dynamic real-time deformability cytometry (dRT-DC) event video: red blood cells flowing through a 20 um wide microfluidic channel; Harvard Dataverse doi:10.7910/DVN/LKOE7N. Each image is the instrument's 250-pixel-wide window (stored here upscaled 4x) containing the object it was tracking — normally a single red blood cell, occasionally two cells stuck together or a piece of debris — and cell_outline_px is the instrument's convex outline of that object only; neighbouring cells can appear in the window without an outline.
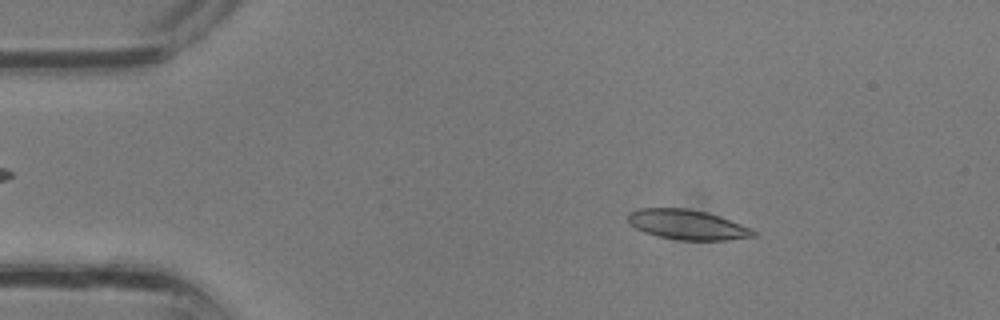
{"species": "common noctule bat (a hibernating species)", "species_latin": "Nyctalus noctula", "temperature_condition": "room temperature", "stored_images_in_passage": 12, "camera_frame_rate_fps": 3000, "um_per_image_px": 0.085, "animal": {"sex": "male", "body_mass_g": 13.3}, "frame": {"image": 1, "passage_image": 5, "time_ms": 1.333, "image_size_px": [1000, 320], "cell_outline_px": [[756, 236], [728, 240], [676, 240], [644, 232], [636, 228], [628, 220], [628, 212], [636, 208], [688, 208], [720, 216], [752, 228], [756, 232]], "centroid_in_image_um": [58.43, 19.09], "position_along_channel_um": 26.6, "area_um2": 21.85}}
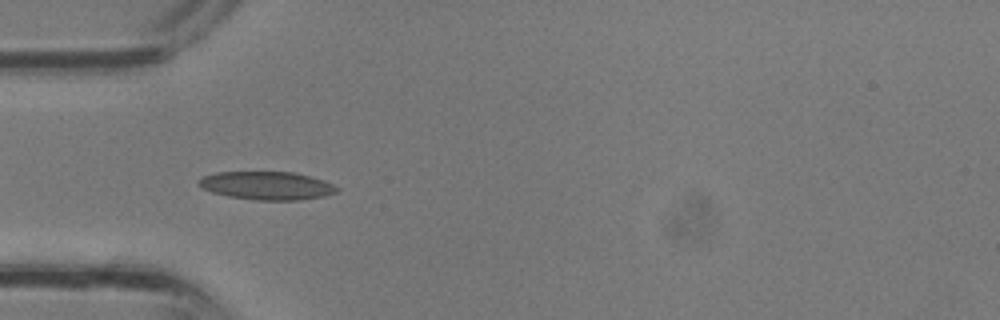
{"frame": {"image": 2, "passage_image": 10, "time_ms": 3.0, "image_size_px": [1000, 320], "cell_outline_px": [[340, 192], [324, 196], [300, 200], [256, 200], [228, 196], [212, 192], [196, 184], [196, 180], [204, 176], [216, 172], [292, 172], [312, 176], [324, 180], [340, 188]], "centroid_in_image_um": [22.71, 15.78], "position_along_channel_um": 62.3, "area_um2": 22.89}}
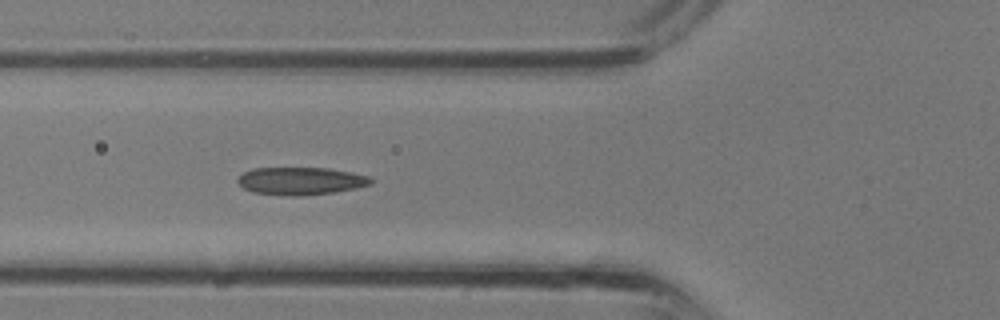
{"frame": {"image": 3, "passage_image": 12, "time_ms": 3.667, "image_size_px": [1000, 320], "cell_outline_px": [[376, 180], [372, 184], [356, 188], [336, 192], [300, 196], [288, 196], [252, 192], [244, 188], [236, 180], [244, 172], [252, 168], [328, 168], [352, 172], [368, 176]], "centroid_in_image_um": [25.6, 15.38], "position_along_channel_um": 100.2, "area_um2": 21.62}}